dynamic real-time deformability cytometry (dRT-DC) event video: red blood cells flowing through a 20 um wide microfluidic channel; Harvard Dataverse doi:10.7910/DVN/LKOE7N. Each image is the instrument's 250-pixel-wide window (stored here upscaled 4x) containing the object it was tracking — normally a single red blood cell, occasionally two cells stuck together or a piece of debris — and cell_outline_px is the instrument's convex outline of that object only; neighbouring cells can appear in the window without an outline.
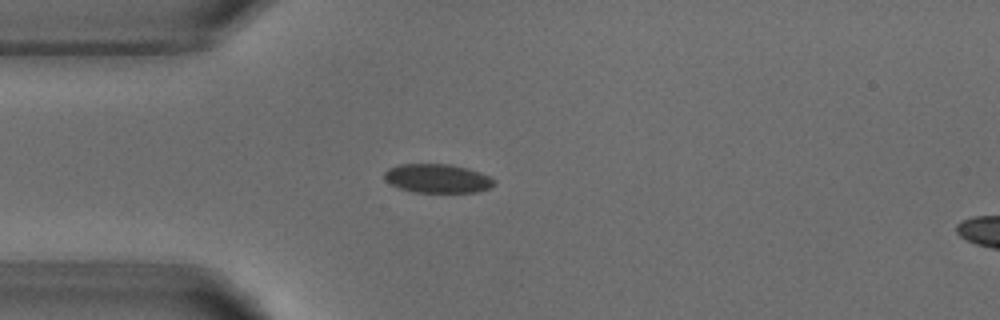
{"species": "common noctule bat (a hibernating species)", "species_latin": "Nyctalus noctula", "temperature_condition": "warm", "stored_images_in_passage": 4, "camera_frame_rate_fps": 3000, "um_per_image_px": 0.085, "animal": {"sex": "male", "body_mass_g": 18.8}, "frame": {"image": 1, "passage_image": 3, "time_ms": 2.333, "image_size_px": [1000, 320], "cell_outline_px": [[496, 184], [488, 188], [476, 192], [412, 192], [388, 184], [384, 180], [384, 172], [388, 168], [400, 164], [452, 164], [468, 168], [480, 172], [496, 180]], "centroid_in_image_um": [37.16, 15.16], "position_along_channel_um": 47.8, "area_um2": 18.67}}